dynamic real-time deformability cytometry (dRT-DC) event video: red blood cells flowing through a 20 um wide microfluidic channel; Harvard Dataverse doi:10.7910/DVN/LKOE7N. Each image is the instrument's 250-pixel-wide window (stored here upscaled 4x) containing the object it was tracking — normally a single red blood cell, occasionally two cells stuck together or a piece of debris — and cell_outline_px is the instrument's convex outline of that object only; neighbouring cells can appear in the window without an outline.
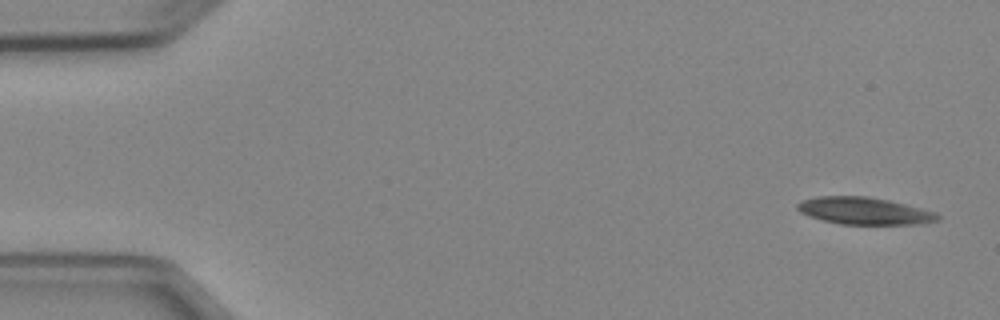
{"species": "Egyptian fruit bat (a non-hibernating species)", "species_latin": "Rousettus aegyptiacus", "temperature_condition": "cold", "stored_images_in_passage": 3, "segment_of_instrument_passage": [2, 2], "camera_frame_rate_fps": 3000, "um_per_image_px": 0.085, "animal": {"sex": "female"}, "frame": {"image": 1, "passage_image": 3, "time_ms": 2.333, "image_size_px": [1000, 320], "cell_outline_px": [[940, 220], [920, 224], [840, 224], [808, 216], [800, 212], [796, 208], [796, 204], [800, 200], [816, 196], [868, 196], [888, 200], [936, 212], [940, 216]], "centroid_in_image_um": [73.43, 17.92], "position_along_channel_um": 11.6, "area_um2": 22.25}}